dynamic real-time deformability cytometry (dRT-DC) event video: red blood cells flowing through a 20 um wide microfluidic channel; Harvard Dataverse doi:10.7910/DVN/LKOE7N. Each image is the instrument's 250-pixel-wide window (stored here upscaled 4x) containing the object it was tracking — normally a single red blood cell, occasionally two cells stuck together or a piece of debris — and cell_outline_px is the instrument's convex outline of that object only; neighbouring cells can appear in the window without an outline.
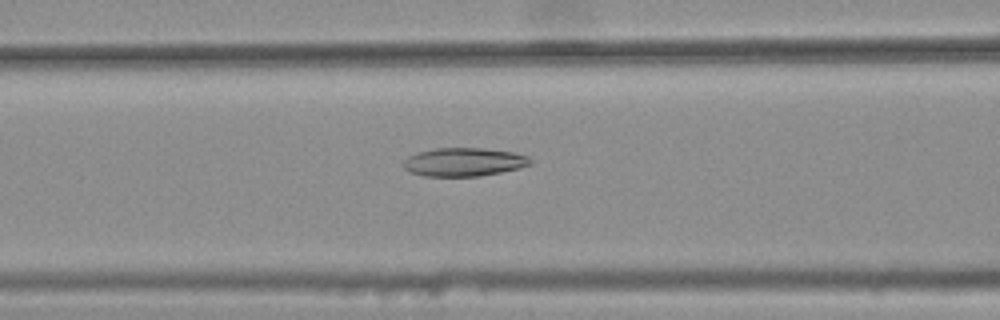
{"species": "common noctule bat (a hibernating species)", "species_latin": "Nyctalus noctula", "temperature_condition": "warm", "stored_images_in_passage": 47, "camera_frame_rate_fps": 3000, "um_per_image_px": 0.085, "animal": {"sex": "female", "body_mass_g": 25.1}, "frame": {"image": 1, "passage_image": 22, "time_ms": 7.0, "image_size_px": [1000, 320], "cell_outline_px": [[532, 164], [520, 168], [480, 176], [424, 176], [412, 172], [404, 168], [404, 160], [408, 156], [416, 152], [436, 148], [484, 148], [512, 152], [528, 156], [532, 160]], "centroid_in_image_um": [39.44, 13.76], "position_along_channel_um": 127.2, "area_um2": 21.04}}
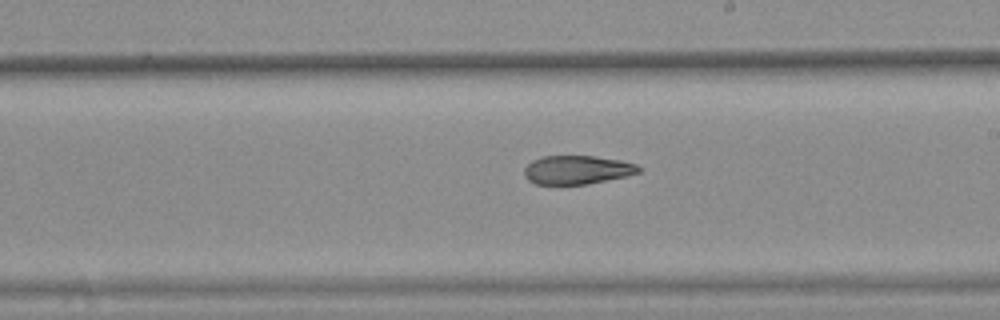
{"frame": {"image": 2, "passage_image": 31, "time_ms": 10.0, "image_size_px": [1000, 320], "cell_outline_px": [[640, 172], [624, 176], [588, 184], [536, 184], [528, 180], [524, 176], [524, 168], [532, 160], [540, 156], [592, 156], [620, 160], [636, 164], [640, 168]], "centroid_in_image_um": [49.01, 14.43], "position_along_channel_um": 240.0, "area_um2": 19.02}}
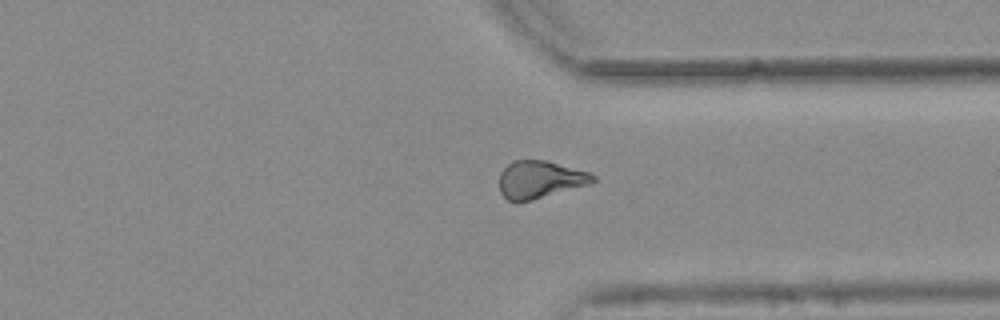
{"frame": {"image": 3, "passage_image": 41, "time_ms": 13.333, "image_size_px": [1000, 320], "cell_outline_px": [[596, 180], [588, 184], [532, 200], [516, 204], [508, 200], [500, 192], [500, 172], [512, 160], [548, 160], [588, 172], [596, 176]], "centroid_in_image_um": [45.86, 15.26], "position_along_channel_um": 365.5, "area_um2": 20.52}, "authors_computed_cell_mechanics": {"area_um2": 21.0392, "velocity_mm_per_s": 3.7662, "shape_relaxation_time_tau1_ms": null, "shape_relaxation_time_tau2_ms": 5.895, "deformation_change_tau1": null, "deformation_change_tau2": 0.1401}}